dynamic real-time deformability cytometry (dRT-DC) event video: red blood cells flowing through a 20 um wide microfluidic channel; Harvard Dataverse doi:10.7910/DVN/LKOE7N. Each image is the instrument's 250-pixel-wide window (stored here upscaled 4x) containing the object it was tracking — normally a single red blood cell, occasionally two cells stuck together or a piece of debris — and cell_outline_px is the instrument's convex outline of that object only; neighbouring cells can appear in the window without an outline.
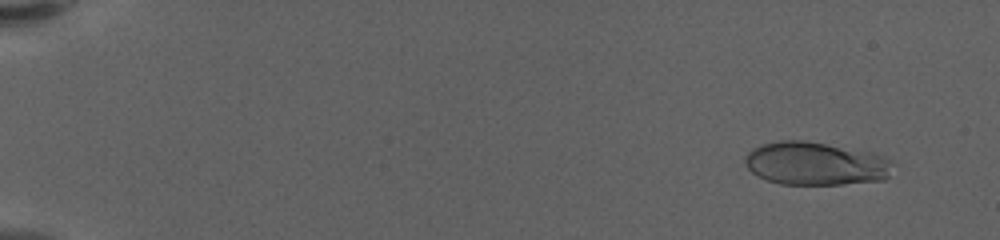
{"species": "human", "species_latin": "Homo sapiens", "temperature_condition": "warm", "stored_images_in_passage": 14, "camera_frame_rate_fps": 3000, "um_per_image_px": 0.085, "donor": {"sex": "female"}, "frame": {"image": 1, "passage_image": 3, "time_ms": 0.667, "image_size_px": [1000, 240], "cell_outline_px": [[896, 164], [888, 176], [884, 180], [840, 184], [780, 184], [768, 180], [752, 172], [744, 164], [744, 156], [752, 148], [760, 144], [780, 140], [804, 140], [872, 152], [884, 156], [892, 160]], "centroid_in_image_um": [69.34, 13.89], "position_along_channel_um": 15.7, "area_um2": 37.51}}
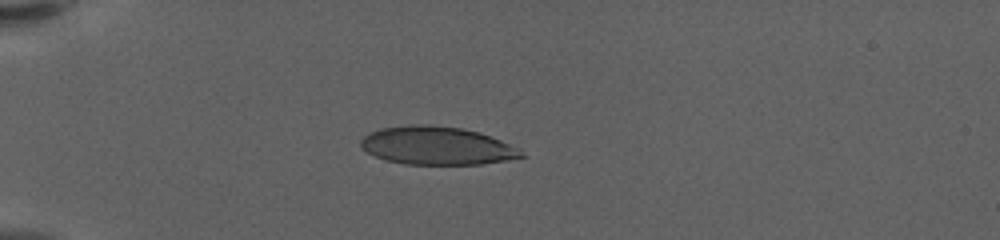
{"frame": {"image": 2, "passage_image": 9, "time_ms": 2.667, "image_size_px": [1000, 240], "cell_outline_px": [[528, 156], [480, 164], [404, 164], [384, 160], [360, 148], [360, 140], [364, 136], [380, 128], [412, 124], [428, 124], [460, 128], [480, 132], [520, 148]], "centroid_in_image_um": [37.14, 12.38], "position_along_channel_um": 47.9, "area_um2": 35.78}}
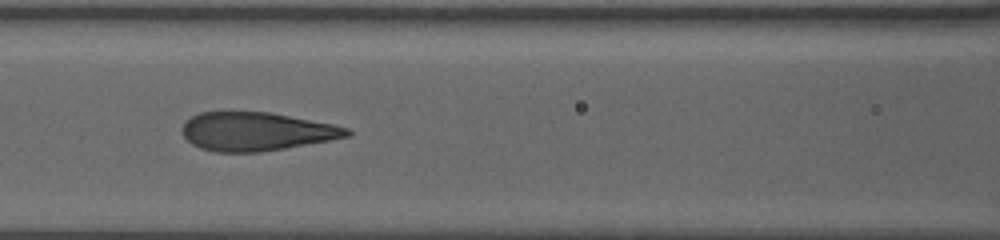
{"frame": {"image": 3, "passage_image": 13, "time_ms": 4.0, "image_size_px": [1000, 240], "cell_outline_px": [[352, 132], [348, 136], [328, 140], [284, 148], [260, 152], [216, 152], [200, 148], [192, 144], [184, 136], [180, 128], [192, 116], [200, 112], [268, 112], [332, 124], [348, 128]], "centroid_in_image_um": [21.74, 11.18], "position_along_channel_um": 144.9, "area_um2": 36.53}}